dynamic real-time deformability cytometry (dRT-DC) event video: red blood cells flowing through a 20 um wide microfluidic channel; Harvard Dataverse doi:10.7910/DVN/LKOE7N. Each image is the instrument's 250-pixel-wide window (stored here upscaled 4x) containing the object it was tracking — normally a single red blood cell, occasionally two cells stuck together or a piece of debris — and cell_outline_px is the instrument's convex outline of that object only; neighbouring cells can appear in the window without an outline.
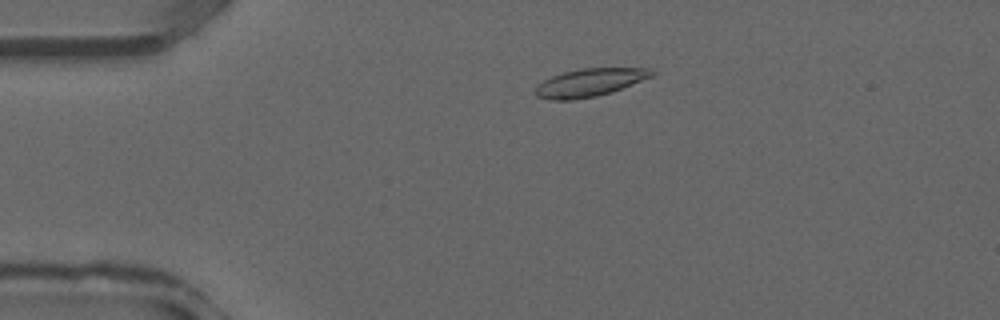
{"species": "common noctule bat (a hibernating species)", "species_latin": "Nyctalus noctula", "temperature_condition": "warm", "stored_images_in_passage": 36, "camera_frame_rate_fps": 3000, "um_per_image_px": 0.085, "animal": {"sex": "male", "forearm_length_mm": 52.5}, "frame": {"image": 1, "passage_image": 7, "time_ms": 2.0, "image_size_px": [1000, 320], "cell_outline_px": [[656, 72], [652, 76], [612, 92], [596, 96], [572, 100], [552, 100], [536, 96], [532, 92], [544, 80], [552, 76], [564, 72], [580, 68], [648, 68]], "centroid_in_image_um": [50.1, 7.02], "position_along_channel_um": 34.9, "area_um2": 18.84}}
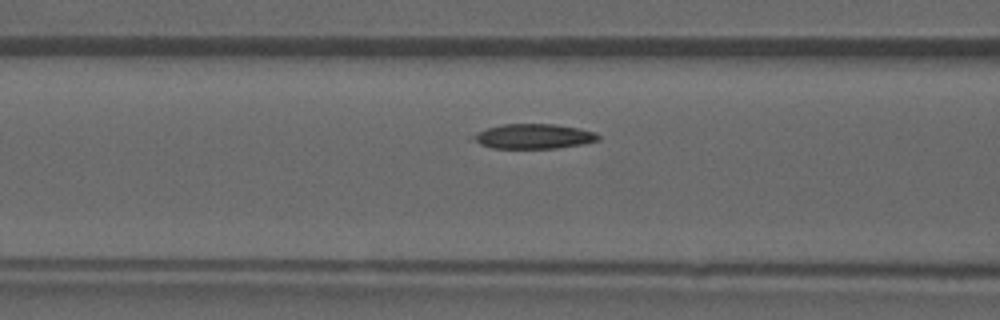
{"frame": {"image": 2, "passage_image": 14, "time_ms": 4.333, "image_size_px": [1000, 320], "cell_outline_px": [[600, 140], [580, 144], [556, 148], [492, 148], [480, 144], [468, 136], [488, 128], [504, 124], [556, 124], [596, 132], [600, 136]], "centroid_in_image_um": [45.34, 11.59], "position_along_channel_um": 121.3, "area_um2": 17.98}}
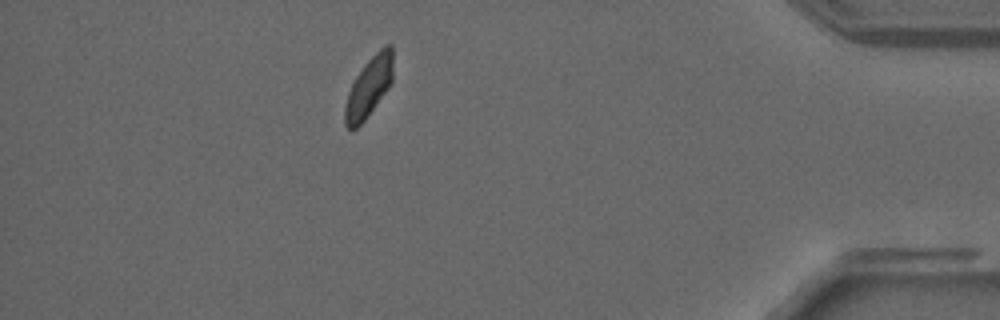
{"frame": {"image": 3, "passage_image": 32, "time_ms": 10.333, "image_size_px": [1000, 320], "cell_outline_px": [[392, 80], [388, 88], [364, 120], [356, 128], [348, 128], [344, 124], [344, 108], [348, 92], [352, 80], [364, 64], [384, 44], [392, 44]], "centroid_in_image_um": [31.33, 7.37], "position_along_channel_um": 403.9, "area_um2": 16.7}}